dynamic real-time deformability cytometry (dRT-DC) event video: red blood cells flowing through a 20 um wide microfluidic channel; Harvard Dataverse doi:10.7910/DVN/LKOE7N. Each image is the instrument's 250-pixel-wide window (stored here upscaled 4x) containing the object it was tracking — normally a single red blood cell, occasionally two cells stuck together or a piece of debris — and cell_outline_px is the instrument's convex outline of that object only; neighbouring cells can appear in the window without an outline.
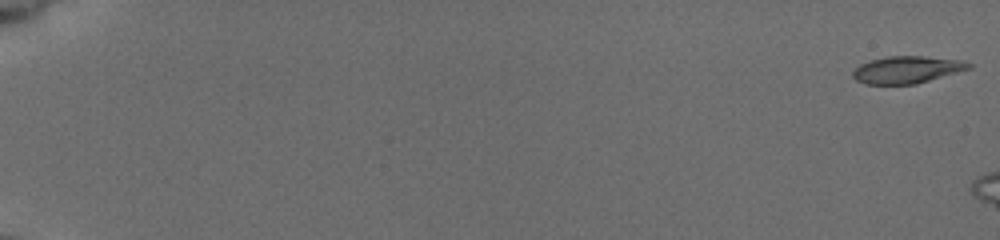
{"species": "common noctule bat (a hibernating species)", "species_latin": "Nyctalus noctula", "temperature_condition": "cold", "stored_images_in_passage": 14, "camera_frame_rate_fps": 3000, "um_per_image_px": 0.085, "animal": {"sex": "female", "body_mass_g": 19.5, "forearm_length_mm": 54.1}, "frame": {"image": 1, "passage_image": 1, "time_ms": 0.0, "image_size_px": [1000, 240], "cell_outline_px": [[972, 68], [916, 84], [864, 84], [856, 80], [852, 76], [852, 72], [860, 64], [872, 60], [888, 56], [924, 56], [960, 60], [972, 64]], "centroid_in_image_um": [77.09, 5.93], "position_along_channel_um": 7.9, "area_um2": 18.26}}